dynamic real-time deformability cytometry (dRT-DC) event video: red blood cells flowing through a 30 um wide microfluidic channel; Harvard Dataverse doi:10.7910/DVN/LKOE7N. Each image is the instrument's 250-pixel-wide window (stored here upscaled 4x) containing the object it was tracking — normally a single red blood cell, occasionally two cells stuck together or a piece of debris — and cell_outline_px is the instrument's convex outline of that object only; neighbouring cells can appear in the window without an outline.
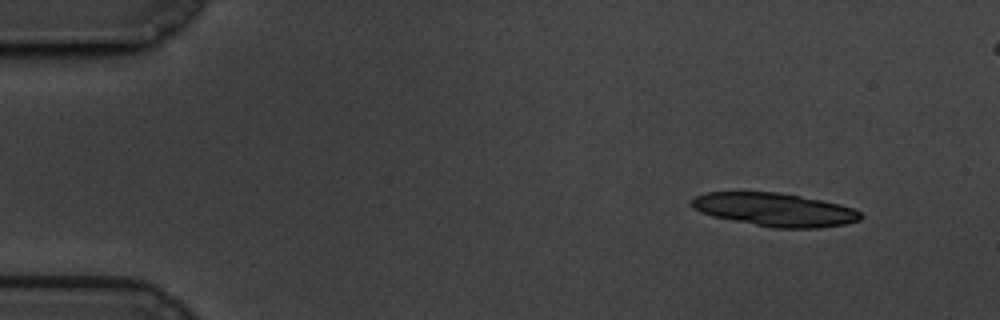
{"species": "common noctule bat (a hibernating species)", "species_latin": "Nyctalus noctula", "temperature_condition": "cold", "stored_images_in_passage": 24, "camera_frame_rate_fps": 3000, "um_per_image_px": 0.085, "animal": {"sex": "male", "body_mass_g": 19.5, "forearm_length_mm": 54.6}, "frame": {"image": 1, "passage_image": 1, "time_ms": 0.0, "image_size_px": [1000, 320], "cell_outline_px": [[864, 216], [860, 220], [844, 224], [820, 228], [776, 228], [732, 220], [712, 216], [700, 212], [692, 208], [692, 200], [696, 196], [708, 192], [776, 192], [800, 196], [840, 204], [852, 208], [860, 212]], "centroid_in_image_um": [65.87, 17.82], "position_along_channel_um": 19.1, "area_um2": 32.54}}